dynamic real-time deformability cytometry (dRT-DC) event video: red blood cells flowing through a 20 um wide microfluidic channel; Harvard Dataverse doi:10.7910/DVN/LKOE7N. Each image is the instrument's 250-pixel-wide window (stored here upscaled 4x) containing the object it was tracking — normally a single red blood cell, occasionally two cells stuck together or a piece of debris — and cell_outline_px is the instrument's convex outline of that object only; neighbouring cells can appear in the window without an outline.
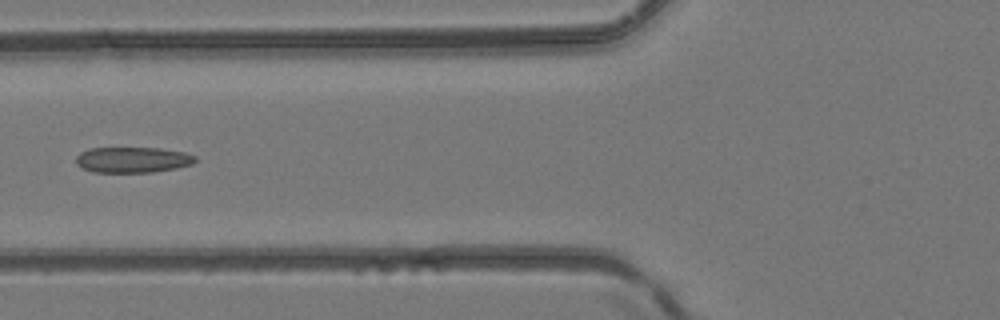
{"species": "common noctule bat (a hibernating species)", "species_latin": "Nyctalus noctula", "temperature_condition": "room temperature", "stored_images_in_passage": 4, "camera_frame_rate_fps": 3000, "um_per_image_px": 0.085, "animal": {"sex": "female", "body_mass_g": 24.6, "forearm_length_mm": 56.2}, "frame": {"image": 1, "passage_image": 4, "time_ms": 1.0, "image_size_px": [1000, 320], "cell_outline_px": [[196, 160], [192, 164], [176, 168], [152, 172], [92, 172], [80, 168], [76, 164], [76, 156], [80, 152], [88, 148], [160, 148], [184, 152], [196, 156]], "centroid_in_image_um": [11.23, 13.58], "position_along_channel_um": 114.6, "area_um2": 17.98}}